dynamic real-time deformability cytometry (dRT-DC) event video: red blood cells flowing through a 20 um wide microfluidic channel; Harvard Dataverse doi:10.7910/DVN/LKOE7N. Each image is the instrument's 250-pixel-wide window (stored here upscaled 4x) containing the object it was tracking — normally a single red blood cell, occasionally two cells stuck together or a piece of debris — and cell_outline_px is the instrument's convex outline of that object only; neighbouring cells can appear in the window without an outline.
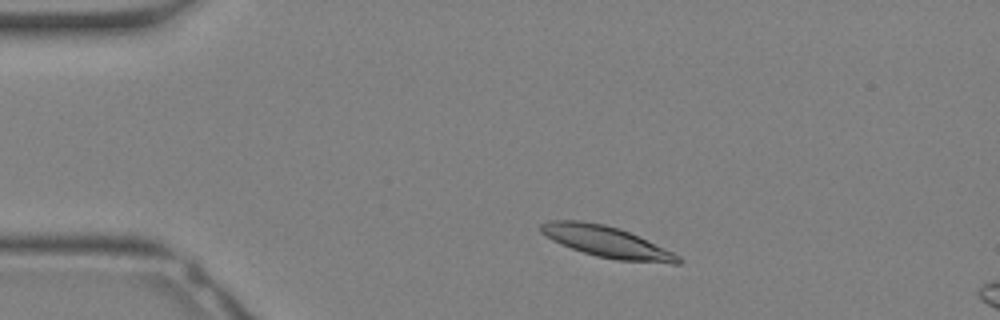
{"species": "Egyptian fruit bat (a non-hibernating species)", "species_latin": "Rousettus aegyptiacus", "temperature_condition": "warm", "stored_images_in_passage": 8, "camera_frame_rate_fps": 3000, "um_per_image_px": 0.085, "animal": {"sex": "female"}, "frame": {"image": 1, "passage_image": 4, "time_ms": 1.0, "image_size_px": [1000, 320], "cell_outline_px": [[684, 260], [680, 264], [672, 264], [616, 260], [596, 256], [560, 244], [552, 240], [540, 232], [540, 224], [548, 220], [580, 220], [604, 224], [628, 232], [672, 252], [680, 256]], "centroid_in_image_um": [51.55, 20.56], "position_along_channel_um": 33.5, "area_um2": 24.8}}